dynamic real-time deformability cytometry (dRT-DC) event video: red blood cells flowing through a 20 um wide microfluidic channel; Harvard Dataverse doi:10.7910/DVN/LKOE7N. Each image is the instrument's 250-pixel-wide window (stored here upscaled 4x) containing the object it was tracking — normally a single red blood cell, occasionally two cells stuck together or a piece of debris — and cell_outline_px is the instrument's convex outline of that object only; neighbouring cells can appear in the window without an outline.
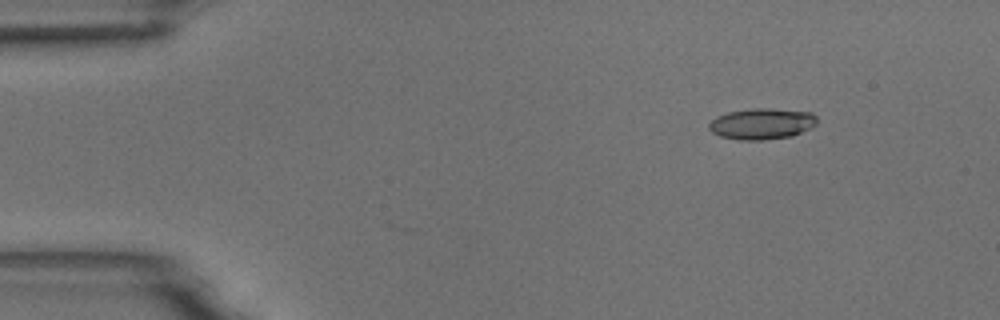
{"species": "common noctule bat (a hibernating species)", "species_latin": "Nyctalus noctula", "temperature_condition": "room temperature", "stored_images_in_passage": 6, "segment_of_instrument_passage": [1, 2], "camera_frame_rate_fps": 3000, "um_per_image_px": 0.085, "animal": {"sex": "male", "body_mass_g": 18.8}, "frame": {"image": 1, "passage_image": 3, "time_ms": 2.0, "image_size_px": [1000, 320], "cell_outline_px": [[816, 124], [792, 136], [764, 140], [740, 140], [720, 136], [712, 132], [708, 128], [708, 124], [716, 116], [728, 112], [752, 108], [772, 108], [812, 112], [816, 116]], "centroid_in_image_um": [64.73, 10.51], "position_along_channel_um": 20.3, "area_um2": 19.59}}